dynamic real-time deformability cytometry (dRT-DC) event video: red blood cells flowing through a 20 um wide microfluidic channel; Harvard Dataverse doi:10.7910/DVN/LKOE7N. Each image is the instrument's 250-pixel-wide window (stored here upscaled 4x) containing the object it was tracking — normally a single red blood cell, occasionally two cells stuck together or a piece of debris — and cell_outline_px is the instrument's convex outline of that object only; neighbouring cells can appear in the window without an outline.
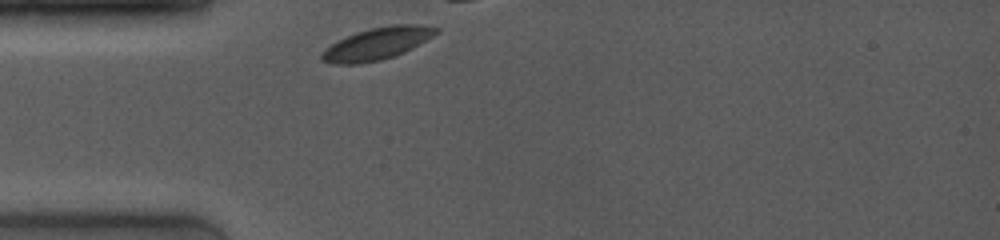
{"species": "common noctule bat (a hibernating species)", "species_latin": "Nyctalus noctula", "temperature_condition": "room temperature", "stored_images_in_passage": 24, "camera_frame_rate_fps": 4000, "um_per_image_px": 0.085, "animal": {"sex": "female", "body_mass_g": 19.0, "forearm_length_mm": 53.3}, "frame": {"image": 1, "passage_image": 1, "time_ms": 0.0, "image_size_px": [1000, 240], "cell_outline_px": [[440, 32], [412, 48], [396, 56], [380, 60], [360, 64], [332, 64], [320, 60], [320, 56], [332, 44], [356, 32], [368, 28], [392, 24], [412, 24], [440, 28]], "centroid_in_image_um": [32.08, 3.71], "position_along_channel_um": 52.9, "area_um2": 21.33}}
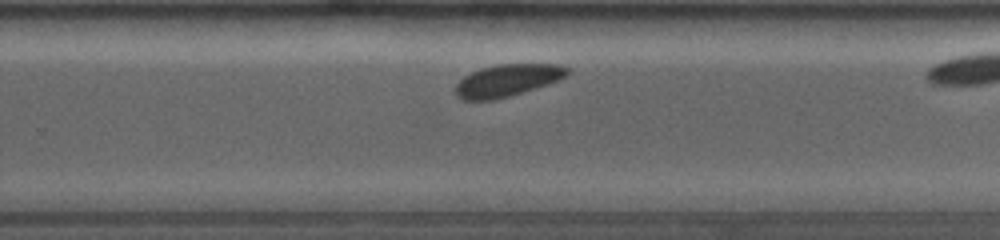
{"frame": {"image": 2, "passage_image": 17, "time_ms": 6.25, "image_size_px": [1000, 240], "cell_outline_px": [[572, 72], [568, 76], [508, 96], [492, 100], [464, 100], [456, 96], [456, 84], [464, 76], [472, 72], [484, 68], [500, 64], [560, 64], [568, 68]], "centroid_in_image_um": [43.12, 6.82], "position_along_channel_um": 286.7, "area_um2": 20.46}}